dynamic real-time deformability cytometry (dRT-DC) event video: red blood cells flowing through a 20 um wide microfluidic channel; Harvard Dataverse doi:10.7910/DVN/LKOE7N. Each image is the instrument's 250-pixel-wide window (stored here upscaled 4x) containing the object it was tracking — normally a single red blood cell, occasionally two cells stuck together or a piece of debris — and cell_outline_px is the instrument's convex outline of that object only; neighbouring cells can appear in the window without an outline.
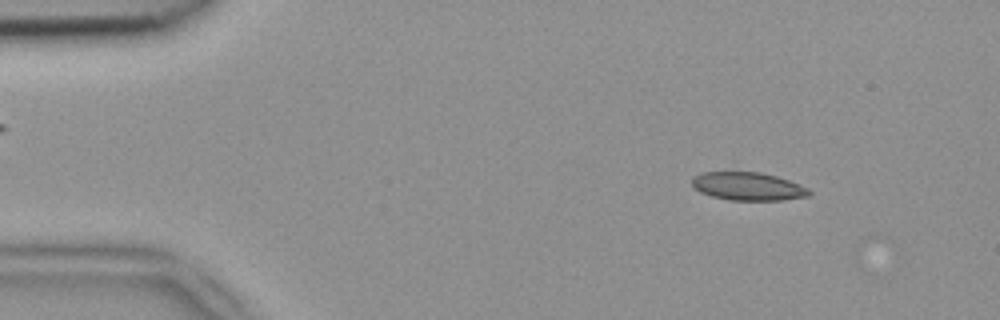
{"species": "common noctule bat (a hibernating species)", "species_latin": "Nyctalus noctula", "temperature_condition": "room temperature", "stored_images_in_passage": 46, "camera_frame_rate_fps": 3000, "um_per_image_px": 0.085, "animal": {"sex": "female", "body_mass_g": 18.4}, "frame": {"image": 1, "passage_image": 1, "time_ms": 0.0, "image_size_px": [1000, 320], "cell_outline_px": [[812, 192], [808, 196], [784, 200], [728, 200], [712, 196], [700, 192], [692, 184], [692, 176], [700, 172], [760, 172], [776, 176], [788, 180], [808, 188]], "centroid_in_image_um": [63.56, 15.84], "position_along_channel_um": 21.4, "area_um2": 19.19}}
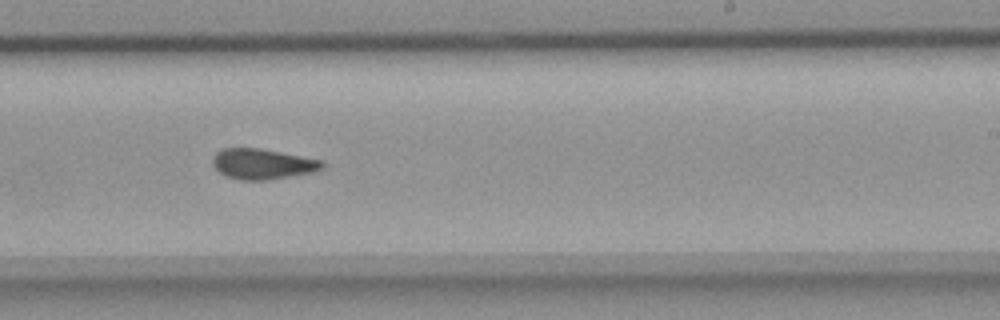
{"frame": {"image": 2, "passage_image": 26, "time_ms": 8.333, "image_size_px": [1000, 320], "cell_outline_px": [[324, 168], [312, 172], [268, 180], [240, 180], [228, 176], [220, 172], [212, 164], [212, 156], [220, 148], [260, 148], [324, 160]], "centroid_in_image_um": [22.32, 13.92], "position_along_channel_um": 266.7, "area_um2": 19.54}}
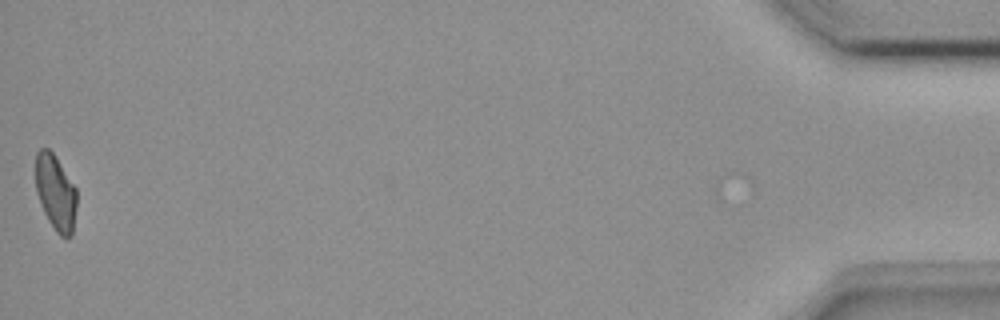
{"frame": {"image": 3, "passage_image": 46, "time_ms": 15.0, "image_size_px": [1000, 320], "cell_outline_px": [[76, 208], [72, 236], [60, 236], [56, 232], [48, 220], [40, 204], [36, 192], [36, 152], [40, 148], [48, 148], [56, 156], [76, 188]], "centroid_in_image_um": [4.72, 16.35], "position_along_channel_um": 430.5, "area_um2": 18.15}, "authors_computed_cell_mechanics": {"area_um2": 19.4786, "velocity_mm_per_s": 3.9007, "shape_relaxation_time_tau1_ms": null, "shape_relaxation_time_tau2_ms": 1.8453, "deformation_change_tau1": null, "deformation_change_tau2": 0.081}}